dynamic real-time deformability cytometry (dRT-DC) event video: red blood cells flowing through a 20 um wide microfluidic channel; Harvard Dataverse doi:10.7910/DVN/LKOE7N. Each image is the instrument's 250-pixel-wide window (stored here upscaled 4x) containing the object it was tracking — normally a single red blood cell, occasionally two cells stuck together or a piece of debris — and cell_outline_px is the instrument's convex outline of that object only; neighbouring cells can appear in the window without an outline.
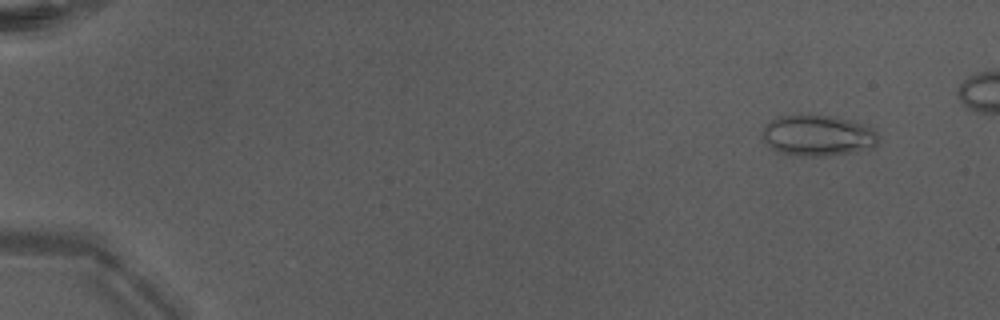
{"species": "Egyptian fruit bat (a non-hibernating species)", "species_latin": "Rousettus aegyptiacus", "temperature_condition": "warm", "stored_images_in_passage": 49, "camera_frame_rate_fps": 3000, "um_per_image_px": 0.085, "animal": {"sex": "male"}, "frame": {"image": 1, "passage_image": 5, "time_ms": 1.333, "image_size_px": [1000, 320], "cell_outline_px": [[876, 144], [872, 148], [848, 152], [820, 156], [808, 156], [784, 152], [772, 148], [760, 136], [760, 132], [768, 120], [780, 116], [808, 112], [832, 116], [852, 120], [864, 124], [872, 128], [876, 132]], "centroid_in_image_um": [69.45, 11.45], "position_along_channel_um": 15.5, "area_um2": 27.92}}
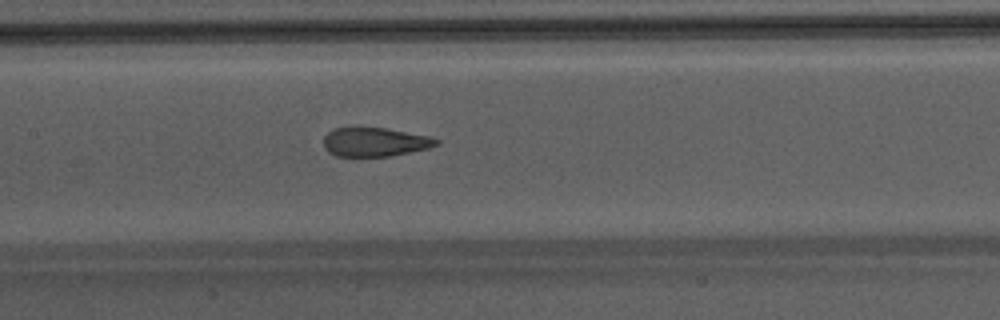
{"frame": {"image": 2, "passage_image": 27, "time_ms": 8.667, "image_size_px": [1000, 320], "cell_outline_px": [[440, 144], [428, 148], [388, 156], [336, 156], [328, 152], [324, 148], [324, 136], [328, 132], [336, 128], [388, 128], [432, 136], [440, 140]], "centroid_in_image_um": [31.9, 12.06], "position_along_channel_um": 175.5, "area_um2": 19.02}}
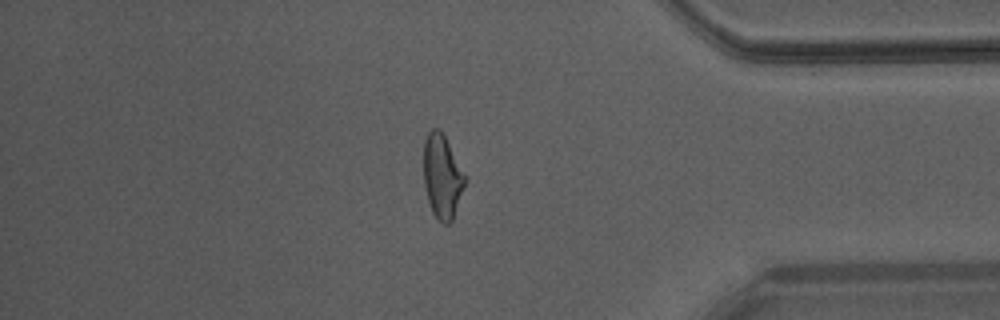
{"frame": {"image": 3, "passage_image": 44, "time_ms": 14.333, "image_size_px": [1000, 320], "cell_outline_px": [[464, 184], [452, 220], [448, 224], [444, 224], [432, 212], [428, 200], [424, 184], [424, 140], [428, 132], [432, 128], [440, 128], [444, 132], [464, 172]], "centroid_in_image_um": [37.57, 14.92], "position_along_channel_um": 397.6, "area_um2": 20.0}}